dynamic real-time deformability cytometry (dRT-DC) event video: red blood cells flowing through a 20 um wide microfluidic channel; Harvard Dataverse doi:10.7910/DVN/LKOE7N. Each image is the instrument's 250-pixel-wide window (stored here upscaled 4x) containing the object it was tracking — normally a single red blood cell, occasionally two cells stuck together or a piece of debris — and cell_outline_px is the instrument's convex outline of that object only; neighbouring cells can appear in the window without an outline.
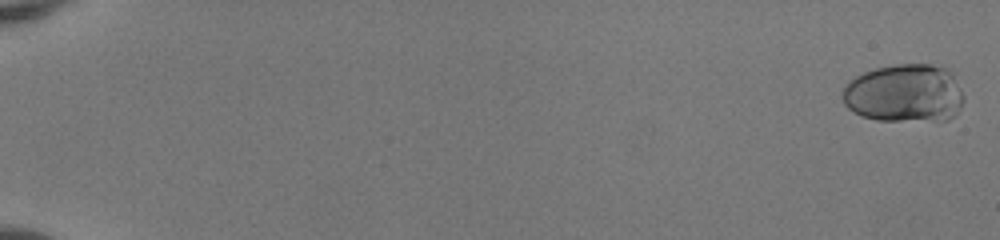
{"species": "human", "species_latin": "Homo sapiens", "temperature_condition": "room temperature", "stored_images_in_passage": 53, "camera_frame_rate_fps": 3000, "um_per_image_px": 0.085, "donor": {"sex": "female"}, "frame": {"image": 1, "passage_image": 1, "time_ms": 0.0, "image_size_px": [1000, 240], "cell_outline_px": [[964, 100], [956, 116], [948, 120], [876, 120], [860, 116], [848, 108], [844, 104], [840, 92], [844, 84], [848, 80], [864, 72], [876, 68], [896, 64], [944, 64], [952, 72], [964, 96]], "centroid_in_image_um": [76.88, 7.92], "position_along_channel_um": 8.1, "area_um2": 42.02}}
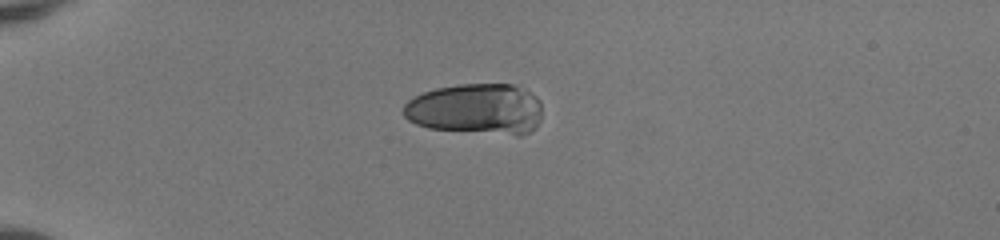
{"frame": {"image": 2, "passage_image": 16, "time_ms": 5.0, "image_size_px": [1000, 240], "cell_outline_px": [[540, 120], [536, 128], [520, 136], [516, 136], [428, 128], [416, 124], [408, 120], [404, 116], [404, 104], [408, 100], [424, 92], [436, 88], [460, 84], [516, 84], [536, 96], [540, 100]], "centroid_in_image_um": [40.49, 9.28], "position_along_channel_um": 44.5, "area_um2": 41.5}}
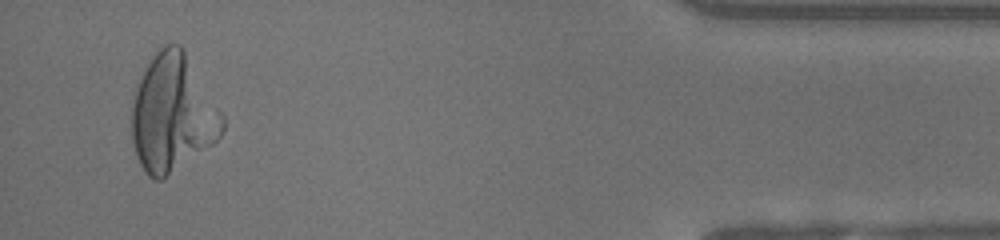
{"frame": {"image": 3, "passage_image": 51, "time_ms": 16.667, "image_size_px": [1000, 240], "cell_outline_px": [[224, 128], [220, 136], [212, 144], [160, 180], [152, 180], [148, 176], [140, 164], [136, 156], [132, 140], [132, 104], [136, 88], [152, 56], [160, 48], [168, 44], [180, 44], [184, 48], [224, 116]], "centroid_in_image_um": [14.67, 9.64], "position_along_channel_um": 420.5, "area_um2": 61.44}}